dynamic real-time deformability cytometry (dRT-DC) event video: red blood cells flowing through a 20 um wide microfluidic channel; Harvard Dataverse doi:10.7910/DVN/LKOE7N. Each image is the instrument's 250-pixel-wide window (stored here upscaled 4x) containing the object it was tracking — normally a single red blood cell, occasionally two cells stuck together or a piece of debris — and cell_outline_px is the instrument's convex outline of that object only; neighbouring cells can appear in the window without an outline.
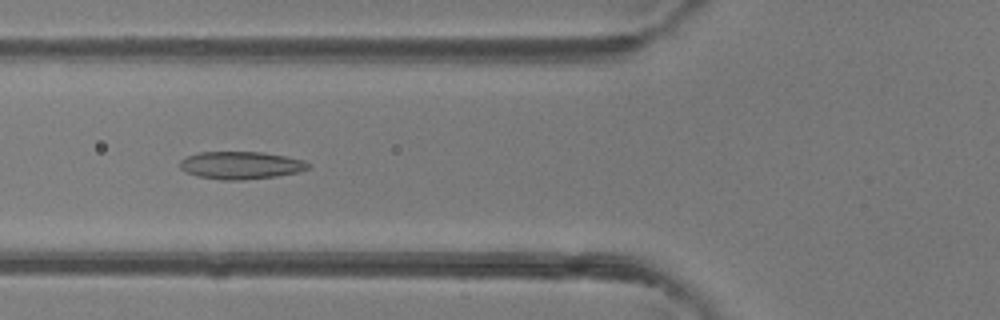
{"species": "common noctule bat (a hibernating species)", "species_latin": "Nyctalus noctula", "temperature_condition": "room temperature", "stored_images_in_passage": 46, "camera_frame_rate_fps": 3000, "um_per_image_px": 0.085, "animal": {"sex": "female"}, "frame": {"image": 1, "passage_image": 18, "time_ms": 5.667, "image_size_px": [1000, 320], "cell_outline_px": [[312, 164], [308, 168], [300, 172], [276, 176], [244, 180], [224, 180], [196, 176], [184, 172], [180, 168], [180, 160], [188, 156], [200, 152], [264, 152], [304, 160]], "centroid_in_image_um": [20.48, 14.05], "position_along_channel_um": 105.3, "area_um2": 20.75}}
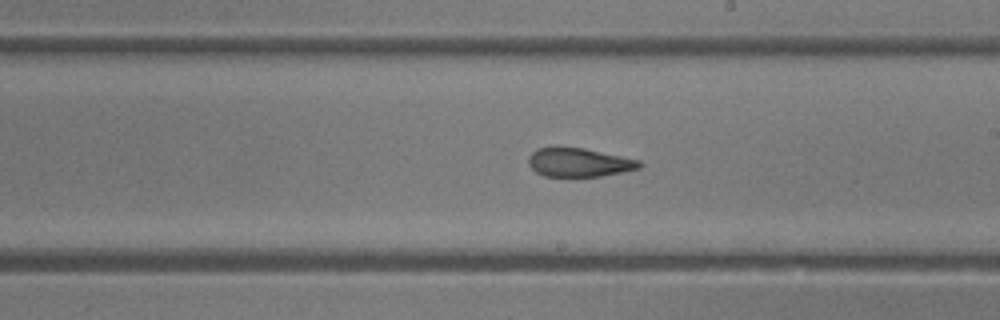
{"frame": {"image": 2, "passage_image": 27, "time_ms": 8.667, "image_size_px": [1000, 320], "cell_outline_px": [[644, 164], [640, 168], [624, 172], [600, 176], [544, 176], [536, 172], [528, 164], [528, 156], [532, 152], [540, 148], [552, 144], [556, 144], [584, 148], [640, 160]], "centroid_in_image_um": [49.19, 13.77], "position_along_channel_um": 239.8, "area_um2": 19.13}}
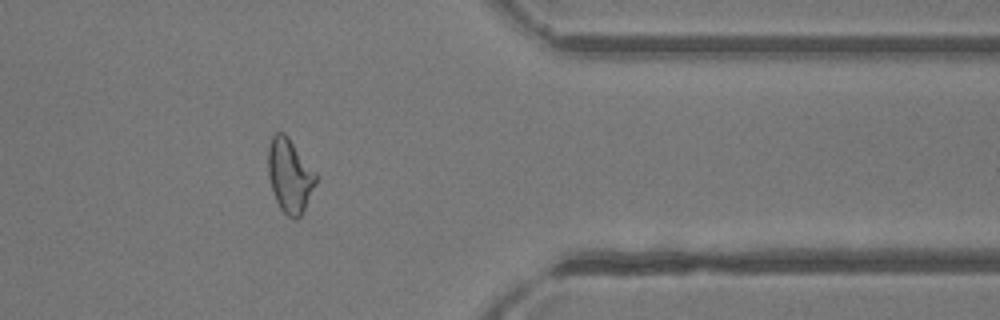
{"frame": {"image": 3, "passage_image": 38, "time_ms": 12.333, "image_size_px": [1000, 320], "cell_outline_px": [[316, 184], [300, 216], [296, 220], [288, 216], [280, 208], [276, 200], [272, 188], [268, 172], [268, 148], [272, 136], [276, 132], [284, 132], [288, 136], [316, 172]], "centroid_in_image_um": [24.63, 14.9], "position_along_channel_um": 386.8, "area_um2": 20.35}, "authors_computed_cell_mechanics": {"area_um2": 20.7791, "velocity_mm_per_s": 4.481, "shape_relaxation_time_tau1_ms": null, "shape_relaxation_time_tau2_ms": 1.9134, "deformation_change_tau1": null, "deformation_change_tau2": 0.104}}